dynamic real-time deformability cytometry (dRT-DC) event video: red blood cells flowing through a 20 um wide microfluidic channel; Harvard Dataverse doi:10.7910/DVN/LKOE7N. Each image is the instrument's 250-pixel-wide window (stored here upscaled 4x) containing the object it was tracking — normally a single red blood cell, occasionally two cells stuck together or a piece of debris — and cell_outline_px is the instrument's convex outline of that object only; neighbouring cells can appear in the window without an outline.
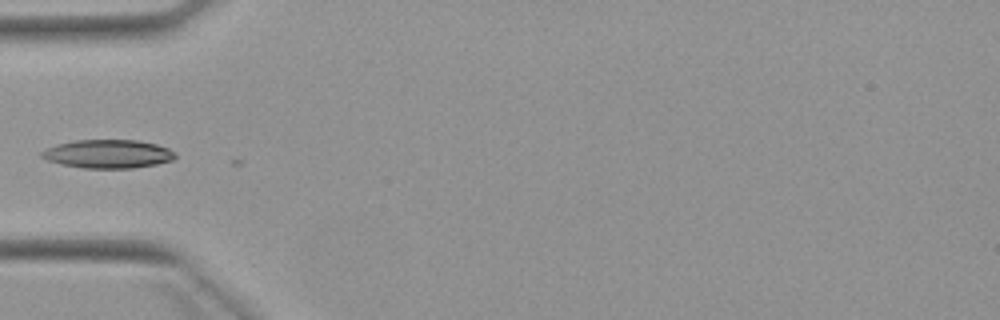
{"species": "Egyptian fruit bat (a non-hibernating species)", "species_latin": "Rousettus aegyptiacus", "temperature_condition": "warm", "stored_images_in_passage": 6, "camera_frame_rate_fps": 3000, "um_per_image_px": 0.085, "animal": {"sex": "female"}, "frame": {"image": 1, "passage_image": 5, "time_ms": 4.667, "image_size_px": [1000, 320], "cell_outline_px": [[176, 156], [172, 160], [156, 164], [132, 168], [84, 168], [64, 164], [48, 160], [40, 156], [40, 152], [44, 148], [56, 144], [76, 140], [140, 140], [156, 144], [168, 148], [176, 152]], "centroid_in_image_um": [9.18, 13.07], "position_along_channel_um": 75.8, "area_um2": 22.2}}
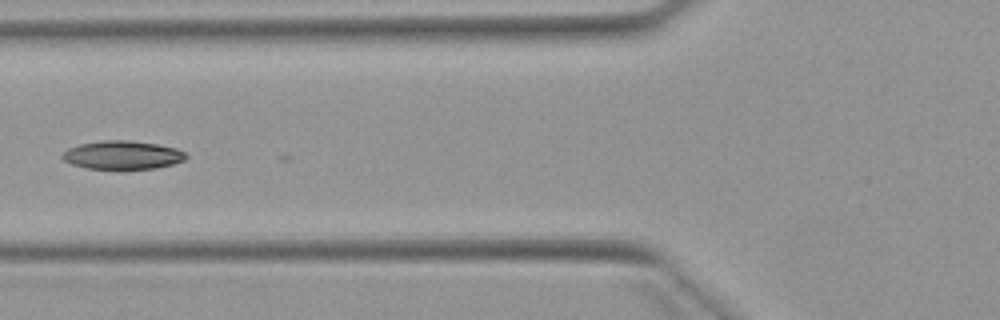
{"frame": {"image": 2, "passage_image": 6, "time_ms": 5.667, "image_size_px": [1000, 320], "cell_outline_px": [[188, 156], [184, 160], [172, 164], [156, 168], [88, 168], [72, 164], [64, 160], [60, 156], [68, 148], [80, 144], [100, 140], [128, 140], [156, 144], [176, 148], [184, 152]], "centroid_in_image_um": [10.4, 13.16], "position_along_channel_um": 115.4, "area_um2": 20.23}}